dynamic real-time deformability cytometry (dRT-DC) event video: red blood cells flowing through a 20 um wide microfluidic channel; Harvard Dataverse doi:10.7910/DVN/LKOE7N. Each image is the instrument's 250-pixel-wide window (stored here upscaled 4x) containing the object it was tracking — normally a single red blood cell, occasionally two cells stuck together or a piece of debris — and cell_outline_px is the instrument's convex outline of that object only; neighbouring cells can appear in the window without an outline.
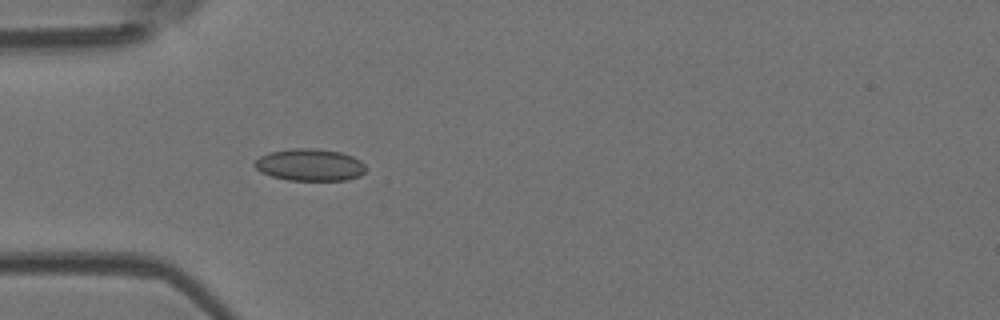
{"species": "Egyptian fruit bat (a non-hibernating species)", "species_latin": "Rousettus aegyptiacus", "temperature_condition": "room temperature", "stored_images_in_passage": 5, "camera_frame_rate_fps": 3000, "um_per_image_px": 0.085, "animal": {"sex": "female"}, "frame": {"image": 1, "passage_image": 5, "time_ms": 4.667, "image_size_px": [1000, 320], "cell_outline_px": [[368, 168], [360, 176], [348, 180], [288, 180], [272, 176], [260, 172], [252, 164], [260, 156], [272, 152], [292, 148], [316, 148], [340, 152], [352, 156], [360, 160]], "centroid_in_image_um": [26.36, 14.01], "position_along_channel_um": 58.6, "area_um2": 20.87}}